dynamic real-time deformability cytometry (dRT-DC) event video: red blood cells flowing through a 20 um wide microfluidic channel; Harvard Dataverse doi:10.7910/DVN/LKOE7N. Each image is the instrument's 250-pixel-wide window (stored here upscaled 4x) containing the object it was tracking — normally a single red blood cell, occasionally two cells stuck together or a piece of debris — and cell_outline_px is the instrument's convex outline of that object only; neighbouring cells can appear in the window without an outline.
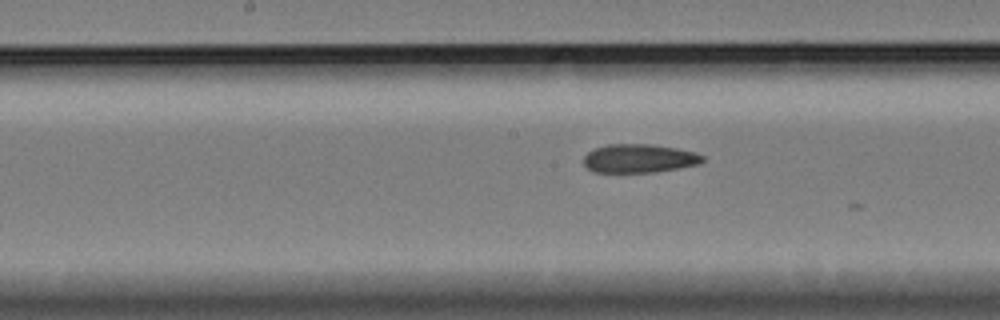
{"species": "Egyptian fruit bat (a non-hibernating species)", "species_latin": "Rousettus aegyptiacus", "temperature_condition": "cold", "stored_images_in_passage": 12, "camera_frame_rate_fps": 3000, "um_per_image_px": 0.085, "animal": {"sex": "female"}, "frame": {"image": 1, "passage_image": 7, "time_ms": 2.0, "image_size_px": [1000, 320], "cell_outline_px": [[704, 160], [700, 164], [652, 172], [592, 172], [584, 164], [584, 156], [592, 148], [608, 144], [652, 144], [676, 148], [696, 152], [704, 156]], "centroid_in_image_um": [54.31, 13.45], "position_along_channel_um": 193.9, "area_um2": 19.88}}
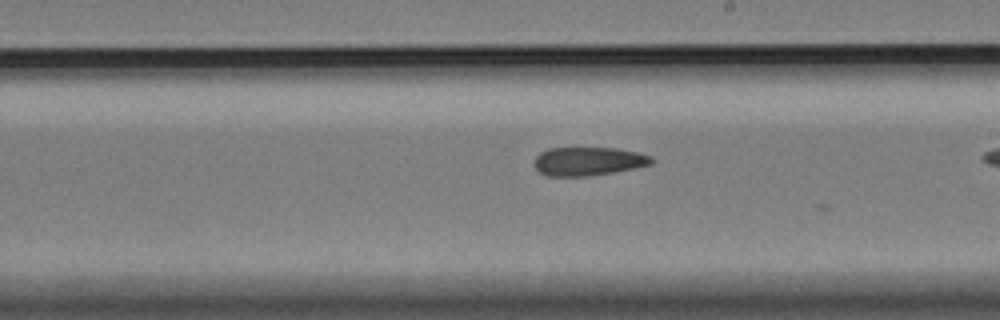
{"frame": {"image": 2, "passage_image": 11, "time_ms": 3.333, "image_size_px": [1000, 320], "cell_outline_px": [[652, 164], [612, 172], [588, 176], [544, 176], [536, 168], [536, 156], [540, 152], [548, 148], [616, 148], [636, 152], [652, 156]], "centroid_in_image_um": [49.98, 13.7], "position_along_channel_um": 239.0, "area_um2": 19.31}}